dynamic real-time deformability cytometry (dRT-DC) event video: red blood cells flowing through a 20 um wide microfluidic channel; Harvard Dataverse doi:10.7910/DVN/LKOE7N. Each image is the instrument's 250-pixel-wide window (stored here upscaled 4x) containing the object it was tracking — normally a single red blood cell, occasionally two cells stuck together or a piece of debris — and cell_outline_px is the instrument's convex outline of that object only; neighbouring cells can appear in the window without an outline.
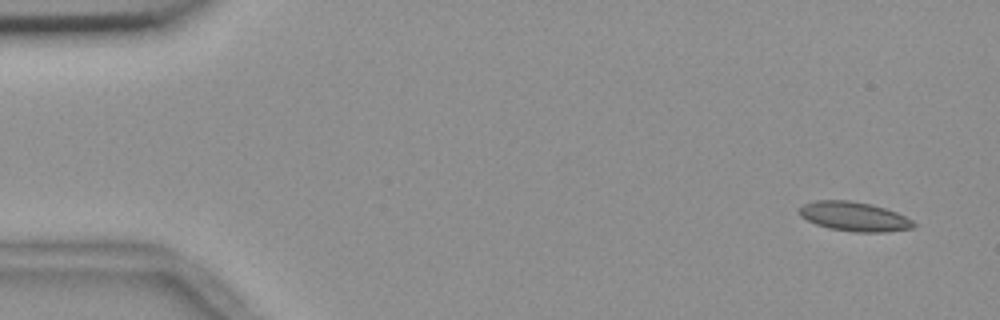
{"species": "common noctule bat (a hibernating species)", "species_latin": "Nyctalus noctula", "temperature_condition": "room temperature", "stored_images_in_passage": 53, "camera_frame_rate_fps": 3000, "um_per_image_px": 0.085, "animal": {"sex": "female", "body_mass_g": 18.4}, "frame": {"image": 1, "passage_image": 1, "time_ms": 0.0, "image_size_px": [1000, 320], "cell_outline_px": [[916, 224], [912, 228], [884, 232], [856, 232], [828, 228], [816, 224], [800, 216], [800, 208], [804, 204], [816, 200], [848, 200], [872, 204], [896, 212], [912, 220]], "centroid_in_image_um": [72.6, 18.4], "position_along_channel_um": 12.4, "area_um2": 19.36}}
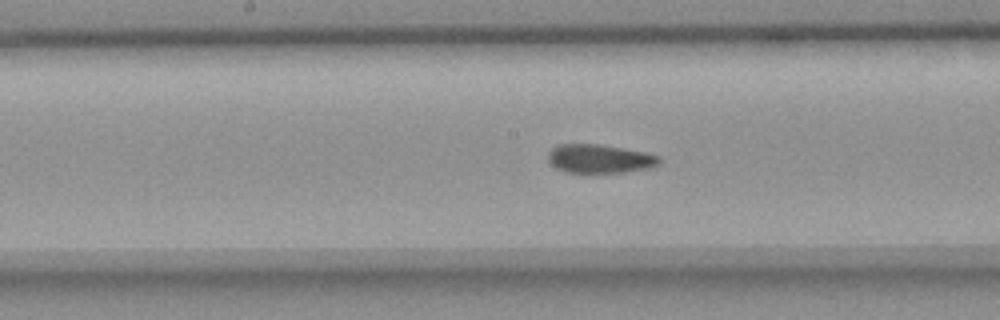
{"frame": {"image": 2, "passage_image": 26, "time_ms": 8.333, "image_size_px": [1000, 320], "cell_outline_px": [[660, 164], [648, 168], [624, 172], [564, 172], [556, 168], [548, 160], [548, 152], [556, 144], [600, 144], [644, 152], [660, 156]], "centroid_in_image_um": [50.95, 13.48], "position_along_channel_um": 197.3, "area_um2": 18.55}}
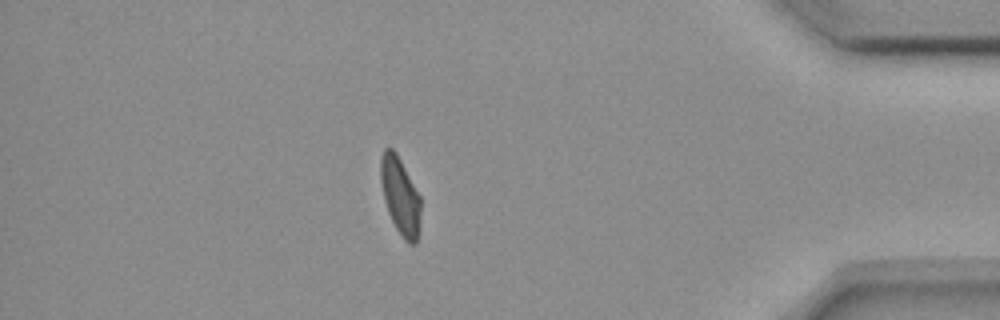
{"frame": {"image": 3, "passage_image": 46, "time_ms": 15.0, "image_size_px": [1000, 320], "cell_outline_px": [[420, 208], [416, 244], [408, 244], [404, 240], [396, 228], [388, 212], [384, 200], [380, 180], [380, 160], [384, 148], [392, 148], [396, 152], [420, 196]], "centroid_in_image_um": [33.99, 16.64], "position_along_channel_um": 401.2, "area_um2": 17.8}, "authors_computed_cell_mechanics": {"area_um2": 19.0162, "velocity_mm_per_s": 3.6711, "shape_relaxation_time_tau1_ms": 7.9397, "shape_relaxation_time_tau2_ms": 1.5912, "deformation_change_tau1": 0.1785, "deformation_change_tau2": 0.0852}}